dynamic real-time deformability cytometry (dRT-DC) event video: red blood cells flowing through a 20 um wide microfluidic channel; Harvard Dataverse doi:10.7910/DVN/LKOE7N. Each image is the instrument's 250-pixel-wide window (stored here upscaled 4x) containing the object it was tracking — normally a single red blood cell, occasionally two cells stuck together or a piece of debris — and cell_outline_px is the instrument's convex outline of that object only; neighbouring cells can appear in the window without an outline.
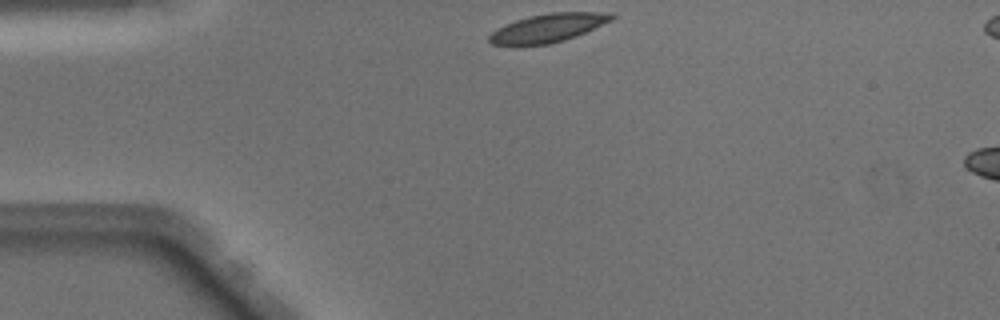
{"species": "Egyptian fruit bat (a non-hibernating species)", "species_latin": "Rousettus aegyptiacus", "temperature_condition": "warm", "stored_images_in_passage": 39, "camera_frame_rate_fps": 3000, "um_per_image_px": 0.085, "animal": {"sex": "male"}, "frame": {"image": 1, "passage_image": 1, "time_ms": 0.0, "image_size_px": [1000, 320], "cell_outline_px": [[616, 16], [612, 20], [576, 36], [564, 40], [548, 44], [492, 44], [488, 40], [488, 36], [492, 32], [504, 24], [528, 16], [552, 12], [612, 12]], "centroid_in_image_um": [46.62, 2.35], "position_along_channel_um": 38.4, "area_um2": 20.06}}
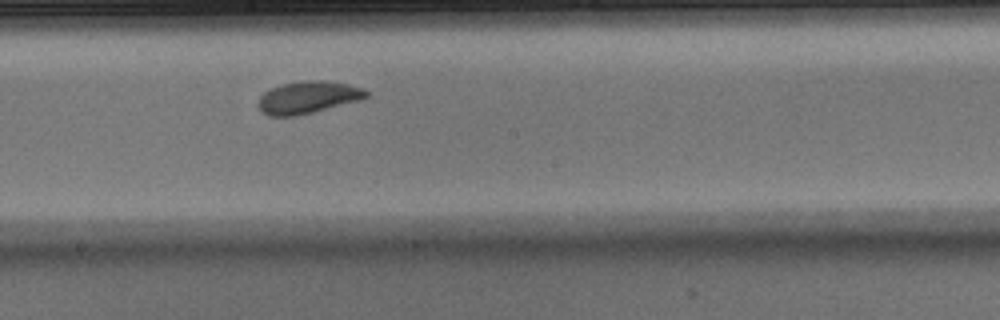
{"frame": {"image": 2, "passage_image": 17, "time_ms": 5.333, "image_size_px": [1000, 320], "cell_outline_px": [[368, 96], [360, 100], [296, 116], [268, 116], [256, 104], [260, 96], [264, 92], [272, 88], [284, 84], [300, 80], [324, 80], [348, 84], [364, 88], [368, 92]], "centroid_in_image_um": [26.18, 8.26], "position_along_channel_um": 222.0, "area_um2": 20.23}}
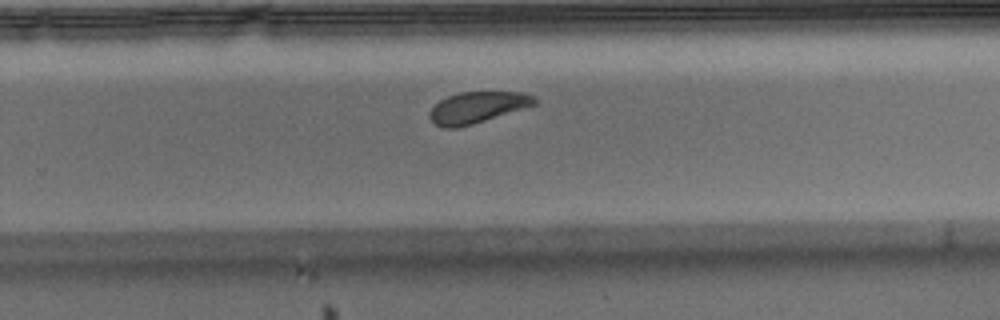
{"frame": {"image": 3, "passage_image": 22, "time_ms": 7.0, "image_size_px": [1000, 320], "cell_outline_px": [[536, 104], [472, 124], [456, 128], [444, 128], [436, 124], [428, 116], [428, 112], [440, 100], [448, 96], [460, 92], [524, 92], [532, 96], [536, 100]], "centroid_in_image_um": [40.53, 9.12], "position_along_channel_um": 289.3, "area_um2": 18.79}, "authors_computed_cell_mechanics": {"area_um2": 20.1722, "velocity_mm_per_s": 4.05, "shape_relaxation_time_tau1_ms": 3.4776, "shape_relaxation_time_tau2_ms": null, "deformation_change_tau1": 0.1562, "deformation_change_tau2": null}}